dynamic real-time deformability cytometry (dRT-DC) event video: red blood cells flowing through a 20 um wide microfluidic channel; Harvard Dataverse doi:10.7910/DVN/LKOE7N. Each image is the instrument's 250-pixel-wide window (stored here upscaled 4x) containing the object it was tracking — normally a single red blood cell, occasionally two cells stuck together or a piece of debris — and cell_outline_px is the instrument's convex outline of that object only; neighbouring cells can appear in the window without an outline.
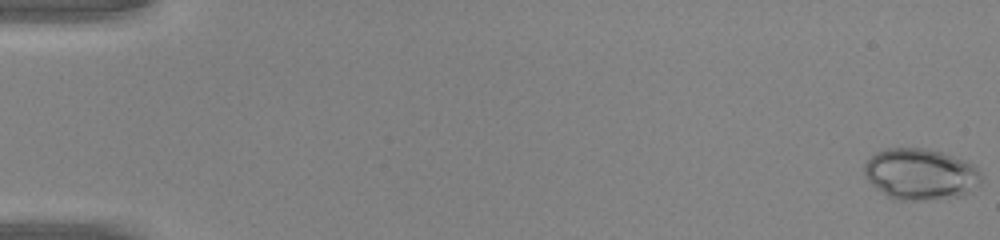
{"species": "common noctule bat (a hibernating species)", "species_latin": "Nyctalus noctula", "temperature_condition": "warm", "stored_images_in_passage": 6, "camera_frame_rate_fps": 3000, "um_per_image_px": 0.085, "animal": {"sex": "male", "body_mass_g": 20.0, "forearm_length_mm": 53.3}, "frame": {"image": 1, "passage_image": 1, "time_ms": 0.0, "image_size_px": [1000, 240], "cell_outline_px": [[984, 180], [980, 184], [968, 192], [960, 196], [916, 200], [896, 200], [888, 196], [876, 188], [868, 180], [864, 172], [864, 164], [876, 152], [888, 148], [928, 148], [976, 164]], "centroid_in_image_um": [78.27, 14.79], "position_along_channel_um": 6.7, "area_um2": 34.91}}